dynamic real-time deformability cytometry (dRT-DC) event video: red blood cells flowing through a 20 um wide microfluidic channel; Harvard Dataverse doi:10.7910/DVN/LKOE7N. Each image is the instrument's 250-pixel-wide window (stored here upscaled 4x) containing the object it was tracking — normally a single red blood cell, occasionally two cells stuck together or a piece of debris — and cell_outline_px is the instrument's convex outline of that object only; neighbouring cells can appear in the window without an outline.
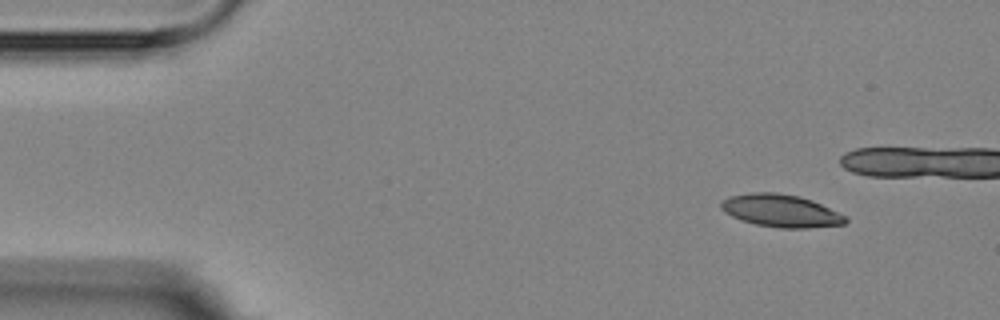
{"species": "Egyptian fruit bat (a non-hibernating species)", "species_latin": "Rousettus aegyptiacus", "temperature_condition": "room temperature", "stored_images_in_passage": 4, "camera_frame_rate_fps": 3000, "um_per_image_px": 0.085, "animal": {"sex": "female"}, "frame": {"image": 1, "passage_image": 1, "time_ms": 0.0, "image_size_px": [1000, 320], "cell_outline_px": [[848, 220], [844, 224], [808, 228], [780, 228], [756, 224], [740, 220], [724, 212], [720, 208], [720, 204], [728, 196], [752, 192], [776, 192], [800, 196], [812, 200], [848, 216]], "centroid_in_image_um": [66.39, 17.91], "position_along_channel_um": 18.6, "area_um2": 23.81}}